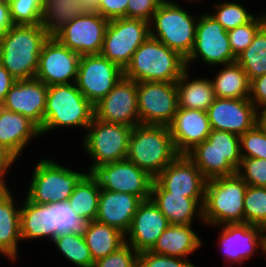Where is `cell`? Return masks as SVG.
I'll return each mask as SVG.
<instances>
[{
    "label": "cell",
    "mask_w": 266,
    "mask_h": 267,
    "mask_svg": "<svg viewBox=\"0 0 266 267\" xmlns=\"http://www.w3.org/2000/svg\"><path fill=\"white\" fill-rule=\"evenodd\" d=\"M48 38L40 24L13 25L0 40V63L16 80L35 78Z\"/></svg>",
    "instance_id": "6da1fadb"
},
{
    "label": "cell",
    "mask_w": 266,
    "mask_h": 267,
    "mask_svg": "<svg viewBox=\"0 0 266 267\" xmlns=\"http://www.w3.org/2000/svg\"><path fill=\"white\" fill-rule=\"evenodd\" d=\"M185 69L184 57L149 35L132 55L123 77L136 82H176Z\"/></svg>",
    "instance_id": "7a4b0ae2"
},
{
    "label": "cell",
    "mask_w": 266,
    "mask_h": 267,
    "mask_svg": "<svg viewBox=\"0 0 266 267\" xmlns=\"http://www.w3.org/2000/svg\"><path fill=\"white\" fill-rule=\"evenodd\" d=\"M95 116L94 105L75 83L48 86L41 136L58 128H78L86 132Z\"/></svg>",
    "instance_id": "3957f363"
},
{
    "label": "cell",
    "mask_w": 266,
    "mask_h": 267,
    "mask_svg": "<svg viewBox=\"0 0 266 267\" xmlns=\"http://www.w3.org/2000/svg\"><path fill=\"white\" fill-rule=\"evenodd\" d=\"M247 186L238 174L207 180L202 205L203 223L209 227L244 223Z\"/></svg>",
    "instance_id": "277c9868"
},
{
    "label": "cell",
    "mask_w": 266,
    "mask_h": 267,
    "mask_svg": "<svg viewBox=\"0 0 266 267\" xmlns=\"http://www.w3.org/2000/svg\"><path fill=\"white\" fill-rule=\"evenodd\" d=\"M178 155L168 126L139 124L133 127L126 159L153 178Z\"/></svg>",
    "instance_id": "5b68a950"
},
{
    "label": "cell",
    "mask_w": 266,
    "mask_h": 267,
    "mask_svg": "<svg viewBox=\"0 0 266 267\" xmlns=\"http://www.w3.org/2000/svg\"><path fill=\"white\" fill-rule=\"evenodd\" d=\"M188 11L176 0H163L149 22L150 36L185 59L193 49L199 18Z\"/></svg>",
    "instance_id": "8992f818"
},
{
    "label": "cell",
    "mask_w": 266,
    "mask_h": 267,
    "mask_svg": "<svg viewBox=\"0 0 266 267\" xmlns=\"http://www.w3.org/2000/svg\"><path fill=\"white\" fill-rule=\"evenodd\" d=\"M26 198L37 204L67 202L74 188L88 173L42 157L34 164Z\"/></svg>",
    "instance_id": "52a82bcc"
},
{
    "label": "cell",
    "mask_w": 266,
    "mask_h": 267,
    "mask_svg": "<svg viewBox=\"0 0 266 267\" xmlns=\"http://www.w3.org/2000/svg\"><path fill=\"white\" fill-rule=\"evenodd\" d=\"M209 180L237 174L241 163L240 136L219 130L186 154Z\"/></svg>",
    "instance_id": "ba28073f"
},
{
    "label": "cell",
    "mask_w": 266,
    "mask_h": 267,
    "mask_svg": "<svg viewBox=\"0 0 266 267\" xmlns=\"http://www.w3.org/2000/svg\"><path fill=\"white\" fill-rule=\"evenodd\" d=\"M132 129L133 127L108 123L94 116L85 135H82V145L80 144V149L92 161L85 171L93 173L101 165L126 159Z\"/></svg>",
    "instance_id": "9c48e42d"
},
{
    "label": "cell",
    "mask_w": 266,
    "mask_h": 267,
    "mask_svg": "<svg viewBox=\"0 0 266 267\" xmlns=\"http://www.w3.org/2000/svg\"><path fill=\"white\" fill-rule=\"evenodd\" d=\"M198 14L195 43L185 59L186 68L192 69L191 65L199 61L207 68L236 62L227 31L207 11Z\"/></svg>",
    "instance_id": "30bf717a"
},
{
    "label": "cell",
    "mask_w": 266,
    "mask_h": 267,
    "mask_svg": "<svg viewBox=\"0 0 266 267\" xmlns=\"http://www.w3.org/2000/svg\"><path fill=\"white\" fill-rule=\"evenodd\" d=\"M149 35V22L143 19L124 17L109 20L100 54L124 70Z\"/></svg>",
    "instance_id": "8fae6325"
},
{
    "label": "cell",
    "mask_w": 266,
    "mask_h": 267,
    "mask_svg": "<svg viewBox=\"0 0 266 267\" xmlns=\"http://www.w3.org/2000/svg\"><path fill=\"white\" fill-rule=\"evenodd\" d=\"M140 124L168 126L178 109L176 82H137Z\"/></svg>",
    "instance_id": "7c38bea8"
},
{
    "label": "cell",
    "mask_w": 266,
    "mask_h": 267,
    "mask_svg": "<svg viewBox=\"0 0 266 267\" xmlns=\"http://www.w3.org/2000/svg\"><path fill=\"white\" fill-rule=\"evenodd\" d=\"M123 77V70L102 54L80 57L76 86L85 98L95 105Z\"/></svg>",
    "instance_id": "4fadbf2b"
},
{
    "label": "cell",
    "mask_w": 266,
    "mask_h": 267,
    "mask_svg": "<svg viewBox=\"0 0 266 267\" xmlns=\"http://www.w3.org/2000/svg\"><path fill=\"white\" fill-rule=\"evenodd\" d=\"M220 228L218 235L219 251H222L223 263L229 266H242L259 250H263L266 230L258 225L235 223L215 226Z\"/></svg>",
    "instance_id": "5bb4252c"
},
{
    "label": "cell",
    "mask_w": 266,
    "mask_h": 267,
    "mask_svg": "<svg viewBox=\"0 0 266 267\" xmlns=\"http://www.w3.org/2000/svg\"><path fill=\"white\" fill-rule=\"evenodd\" d=\"M92 174L101 189L133 194L142 201L151 198L154 178L127 159L101 165Z\"/></svg>",
    "instance_id": "9a60e30c"
},
{
    "label": "cell",
    "mask_w": 266,
    "mask_h": 267,
    "mask_svg": "<svg viewBox=\"0 0 266 267\" xmlns=\"http://www.w3.org/2000/svg\"><path fill=\"white\" fill-rule=\"evenodd\" d=\"M80 57L57 38L49 36L42 47L35 78L47 86L75 83Z\"/></svg>",
    "instance_id": "2e32d148"
},
{
    "label": "cell",
    "mask_w": 266,
    "mask_h": 267,
    "mask_svg": "<svg viewBox=\"0 0 266 267\" xmlns=\"http://www.w3.org/2000/svg\"><path fill=\"white\" fill-rule=\"evenodd\" d=\"M109 20L98 12L71 20L54 37L80 56L100 54Z\"/></svg>",
    "instance_id": "e0dca14e"
},
{
    "label": "cell",
    "mask_w": 266,
    "mask_h": 267,
    "mask_svg": "<svg viewBox=\"0 0 266 267\" xmlns=\"http://www.w3.org/2000/svg\"><path fill=\"white\" fill-rule=\"evenodd\" d=\"M99 120L134 127L140 124L137 82L122 77L114 88L94 105Z\"/></svg>",
    "instance_id": "ac0fdd59"
},
{
    "label": "cell",
    "mask_w": 266,
    "mask_h": 267,
    "mask_svg": "<svg viewBox=\"0 0 266 267\" xmlns=\"http://www.w3.org/2000/svg\"><path fill=\"white\" fill-rule=\"evenodd\" d=\"M211 129L234 133L238 136L258 123V110L249 98H215L207 109Z\"/></svg>",
    "instance_id": "d6986e66"
},
{
    "label": "cell",
    "mask_w": 266,
    "mask_h": 267,
    "mask_svg": "<svg viewBox=\"0 0 266 267\" xmlns=\"http://www.w3.org/2000/svg\"><path fill=\"white\" fill-rule=\"evenodd\" d=\"M154 180L167 192L204 198L207 179L186 154H179Z\"/></svg>",
    "instance_id": "ffe728a7"
},
{
    "label": "cell",
    "mask_w": 266,
    "mask_h": 267,
    "mask_svg": "<svg viewBox=\"0 0 266 267\" xmlns=\"http://www.w3.org/2000/svg\"><path fill=\"white\" fill-rule=\"evenodd\" d=\"M48 86L36 78L17 80L1 106L43 126Z\"/></svg>",
    "instance_id": "44dd1931"
},
{
    "label": "cell",
    "mask_w": 266,
    "mask_h": 267,
    "mask_svg": "<svg viewBox=\"0 0 266 267\" xmlns=\"http://www.w3.org/2000/svg\"><path fill=\"white\" fill-rule=\"evenodd\" d=\"M169 225L168 219L153 200H144L138 206L131 227L125 234L126 243L138 253L150 251Z\"/></svg>",
    "instance_id": "7402d4cb"
},
{
    "label": "cell",
    "mask_w": 266,
    "mask_h": 267,
    "mask_svg": "<svg viewBox=\"0 0 266 267\" xmlns=\"http://www.w3.org/2000/svg\"><path fill=\"white\" fill-rule=\"evenodd\" d=\"M168 127L179 154H187L206 140L212 130L207 112L180 107Z\"/></svg>",
    "instance_id": "603a6c76"
},
{
    "label": "cell",
    "mask_w": 266,
    "mask_h": 267,
    "mask_svg": "<svg viewBox=\"0 0 266 267\" xmlns=\"http://www.w3.org/2000/svg\"><path fill=\"white\" fill-rule=\"evenodd\" d=\"M41 137L40 128L17 112L0 106V145L7 149L17 160L31 141Z\"/></svg>",
    "instance_id": "cb8c5ba5"
},
{
    "label": "cell",
    "mask_w": 266,
    "mask_h": 267,
    "mask_svg": "<svg viewBox=\"0 0 266 267\" xmlns=\"http://www.w3.org/2000/svg\"><path fill=\"white\" fill-rule=\"evenodd\" d=\"M142 200L128 193L101 189L96 220L126 234Z\"/></svg>",
    "instance_id": "d4e9b609"
},
{
    "label": "cell",
    "mask_w": 266,
    "mask_h": 267,
    "mask_svg": "<svg viewBox=\"0 0 266 267\" xmlns=\"http://www.w3.org/2000/svg\"><path fill=\"white\" fill-rule=\"evenodd\" d=\"M151 199L166 216L170 224H194L198 218L203 223L204 198H189L165 191L155 180L151 187Z\"/></svg>",
    "instance_id": "484cf974"
},
{
    "label": "cell",
    "mask_w": 266,
    "mask_h": 267,
    "mask_svg": "<svg viewBox=\"0 0 266 267\" xmlns=\"http://www.w3.org/2000/svg\"><path fill=\"white\" fill-rule=\"evenodd\" d=\"M10 189L0 190V256L11 262L19 259L20 208ZM17 204V205H16ZM17 259V260H16Z\"/></svg>",
    "instance_id": "4316f807"
},
{
    "label": "cell",
    "mask_w": 266,
    "mask_h": 267,
    "mask_svg": "<svg viewBox=\"0 0 266 267\" xmlns=\"http://www.w3.org/2000/svg\"><path fill=\"white\" fill-rule=\"evenodd\" d=\"M20 204V234L21 240L25 241L50 240L55 238L53 206L49 204H37L25 200L22 197Z\"/></svg>",
    "instance_id": "83f0119b"
},
{
    "label": "cell",
    "mask_w": 266,
    "mask_h": 267,
    "mask_svg": "<svg viewBox=\"0 0 266 267\" xmlns=\"http://www.w3.org/2000/svg\"><path fill=\"white\" fill-rule=\"evenodd\" d=\"M193 225L170 224L150 251L158 255L190 259L189 256L197 252L204 242L193 230Z\"/></svg>",
    "instance_id": "f1b7e54d"
},
{
    "label": "cell",
    "mask_w": 266,
    "mask_h": 267,
    "mask_svg": "<svg viewBox=\"0 0 266 267\" xmlns=\"http://www.w3.org/2000/svg\"><path fill=\"white\" fill-rule=\"evenodd\" d=\"M95 12L94 0H43L40 25L49 36H55L74 18Z\"/></svg>",
    "instance_id": "f546056e"
},
{
    "label": "cell",
    "mask_w": 266,
    "mask_h": 267,
    "mask_svg": "<svg viewBox=\"0 0 266 267\" xmlns=\"http://www.w3.org/2000/svg\"><path fill=\"white\" fill-rule=\"evenodd\" d=\"M190 72L189 68H186L176 81L178 107L207 112L216 98L211 77H202L201 75L194 78Z\"/></svg>",
    "instance_id": "4dcf8cb0"
},
{
    "label": "cell",
    "mask_w": 266,
    "mask_h": 267,
    "mask_svg": "<svg viewBox=\"0 0 266 267\" xmlns=\"http://www.w3.org/2000/svg\"><path fill=\"white\" fill-rule=\"evenodd\" d=\"M221 67L211 79L215 96L229 99L249 98L251 82L241 66L234 62Z\"/></svg>",
    "instance_id": "1f68e13d"
},
{
    "label": "cell",
    "mask_w": 266,
    "mask_h": 267,
    "mask_svg": "<svg viewBox=\"0 0 266 267\" xmlns=\"http://www.w3.org/2000/svg\"><path fill=\"white\" fill-rule=\"evenodd\" d=\"M84 238L94 262L126 243V236L122 231L97 220L91 221Z\"/></svg>",
    "instance_id": "d6a6232c"
},
{
    "label": "cell",
    "mask_w": 266,
    "mask_h": 267,
    "mask_svg": "<svg viewBox=\"0 0 266 267\" xmlns=\"http://www.w3.org/2000/svg\"><path fill=\"white\" fill-rule=\"evenodd\" d=\"M100 190L98 179L92 173H87L74 188L68 203L80 217L96 220Z\"/></svg>",
    "instance_id": "836d02e7"
},
{
    "label": "cell",
    "mask_w": 266,
    "mask_h": 267,
    "mask_svg": "<svg viewBox=\"0 0 266 267\" xmlns=\"http://www.w3.org/2000/svg\"><path fill=\"white\" fill-rule=\"evenodd\" d=\"M236 62L250 82L266 74V24L257 32L251 44L237 56Z\"/></svg>",
    "instance_id": "e575fe53"
},
{
    "label": "cell",
    "mask_w": 266,
    "mask_h": 267,
    "mask_svg": "<svg viewBox=\"0 0 266 267\" xmlns=\"http://www.w3.org/2000/svg\"><path fill=\"white\" fill-rule=\"evenodd\" d=\"M66 261L76 267H93L94 261L84 236L73 233L58 235L51 242Z\"/></svg>",
    "instance_id": "d590c367"
},
{
    "label": "cell",
    "mask_w": 266,
    "mask_h": 267,
    "mask_svg": "<svg viewBox=\"0 0 266 267\" xmlns=\"http://www.w3.org/2000/svg\"><path fill=\"white\" fill-rule=\"evenodd\" d=\"M217 2L212 5V12L207 11L226 31L250 22L256 15L251 13L245 5L237 1Z\"/></svg>",
    "instance_id": "8d00e7d4"
},
{
    "label": "cell",
    "mask_w": 266,
    "mask_h": 267,
    "mask_svg": "<svg viewBox=\"0 0 266 267\" xmlns=\"http://www.w3.org/2000/svg\"><path fill=\"white\" fill-rule=\"evenodd\" d=\"M53 206L55 237L64 233H73L84 236L91 223L80 217L67 202L50 203Z\"/></svg>",
    "instance_id": "74e56055"
},
{
    "label": "cell",
    "mask_w": 266,
    "mask_h": 267,
    "mask_svg": "<svg viewBox=\"0 0 266 267\" xmlns=\"http://www.w3.org/2000/svg\"><path fill=\"white\" fill-rule=\"evenodd\" d=\"M244 223L266 230V187L247 186L244 196Z\"/></svg>",
    "instance_id": "f35d334b"
},
{
    "label": "cell",
    "mask_w": 266,
    "mask_h": 267,
    "mask_svg": "<svg viewBox=\"0 0 266 267\" xmlns=\"http://www.w3.org/2000/svg\"><path fill=\"white\" fill-rule=\"evenodd\" d=\"M266 24V12L256 14L248 23L227 31L233 54L237 57L253 41L257 32Z\"/></svg>",
    "instance_id": "ab89813d"
},
{
    "label": "cell",
    "mask_w": 266,
    "mask_h": 267,
    "mask_svg": "<svg viewBox=\"0 0 266 267\" xmlns=\"http://www.w3.org/2000/svg\"><path fill=\"white\" fill-rule=\"evenodd\" d=\"M13 25L41 23L43 0H8Z\"/></svg>",
    "instance_id": "60d3db41"
},
{
    "label": "cell",
    "mask_w": 266,
    "mask_h": 267,
    "mask_svg": "<svg viewBox=\"0 0 266 267\" xmlns=\"http://www.w3.org/2000/svg\"><path fill=\"white\" fill-rule=\"evenodd\" d=\"M242 158L266 159V131L257 123L240 136Z\"/></svg>",
    "instance_id": "b9f144b4"
},
{
    "label": "cell",
    "mask_w": 266,
    "mask_h": 267,
    "mask_svg": "<svg viewBox=\"0 0 266 267\" xmlns=\"http://www.w3.org/2000/svg\"><path fill=\"white\" fill-rule=\"evenodd\" d=\"M237 174L247 185L266 187V159L242 158Z\"/></svg>",
    "instance_id": "7bdbcfd3"
},
{
    "label": "cell",
    "mask_w": 266,
    "mask_h": 267,
    "mask_svg": "<svg viewBox=\"0 0 266 267\" xmlns=\"http://www.w3.org/2000/svg\"><path fill=\"white\" fill-rule=\"evenodd\" d=\"M93 267H138V252L125 243L110 255L95 261Z\"/></svg>",
    "instance_id": "ee69618b"
},
{
    "label": "cell",
    "mask_w": 266,
    "mask_h": 267,
    "mask_svg": "<svg viewBox=\"0 0 266 267\" xmlns=\"http://www.w3.org/2000/svg\"><path fill=\"white\" fill-rule=\"evenodd\" d=\"M138 267H198L189 259L164 256L144 251L138 253Z\"/></svg>",
    "instance_id": "f6af8a7d"
},
{
    "label": "cell",
    "mask_w": 266,
    "mask_h": 267,
    "mask_svg": "<svg viewBox=\"0 0 266 267\" xmlns=\"http://www.w3.org/2000/svg\"><path fill=\"white\" fill-rule=\"evenodd\" d=\"M163 0H128L126 18L143 19L150 22Z\"/></svg>",
    "instance_id": "bcb514c9"
},
{
    "label": "cell",
    "mask_w": 266,
    "mask_h": 267,
    "mask_svg": "<svg viewBox=\"0 0 266 267\" xmlns=\"http://www.w3.org/2000/svg\"><path fill=\"white\" fill-rule=\"evenodd\" d=\"M95 9L108 20L126 17L128 0H94Z\"/></svg>",
    "instance_id": "7dc6e473"
},
{
    "label": "cell",
    "mask_w": 266,
    "mask_h": 267,
    "mask_svg": "<svg viewBox=\"0 0 266 267\" xmlns=\"http://www.w3.org/2000/svg\"><path fill=\"white\" fill-rule=\"evenodd\" d=\"M249 99L257 110L266 106V74L251 81Z\"/></svg>",
    "instance_id": "c3c4849f"
},
{
    "label": "cell",
    "mask_w": 266,
    "mask_h": 267,
    "mask_svg": "<svg viewBox=\"0 0 266 267\" xmlns=\"http://www.w3.org/2000/svg\"><path fill=\"white\" fill-rule=\"evenodd\" d=\"M17 161L18 160L7 149L0 145V190L11 189L7 185L5 178L7 174L9 175V171H11L12 166L15 165Z\"/></svg>",
    "instance_id": "681fc988"
},
{
    "label": "cell",
    "mask_w": 266,
    "mask_h": 267,
    "mask_svg": "<svg viewBox=\"0 0 266 267\" xmlns=\"http://www.w3.org/2000/svg\"><path fill=\"white\" fill-rule=\"evenodd\" d=\"M17 80L0 63V106Z\"/></svg>",
    "instance_id": "f907efd6"
},
{
    "label": "cell",
    "mask_w": 266,
    "mask_h": 267,
    "mask_svg": "<svg viewBox=\"0 0 266 267\" xmlns=\"http://www.w3.org/2000/svg\"><path fill=\"white\" fill-rule=\"evenodd\" d=\"M13 26L10 18L9 2L8 0L0 1V40L6 31Z\"/></svg>",
    "instance_id": "816d5d0a"
},
{
    "label": "cell",
    "mask_w": 266,
    "mask_h": 267,
    "mask_svg": "<svg viewBox=\"0 0 266 267\" xmlns=\"http://www.w3.org/2000/svg\"><path fill=\"white\" fill-rule=\"evenodd\" d=\"M258 124L266 129V106L258 110Z\"/></svg>",
    "instance_id": "f5cc1de1"
},
{
    "label": "cell",
    "mask_w": 266,
    "mask_h": 267,
    "mask_svg": "<svg viewBox=\"0 0 266 267\" xmlns=\"http://www.w3.org/2000/svg\"><path fill=\"white\" fill-rule=\"evenodd\" d=\"M262 253L265 257L266 255V234H265V237H264V240H263V250H262Z\"/></svg>",
    "instance_id": "db71d44e"
},
{
    "label": "cell",
    "mask_w": 266,
    "mask_h": 267,
    "mask_svg": "<svg viewBox=\"0 0 266 267\" xmlns=\"http://www.w3.org/2000/svg\"><path fill=\"white\" fill-rule=\"evenodd\" d=\"M184 1H185V0H184ZM187 1H188V0H187ZM189 1H190V3L192 2L191 4H193V1H194L195 3H197V2L199 3V1H202V0H189Z\"/></svg>",
    "instance_id": "11a10c76"
}]
</instances>
